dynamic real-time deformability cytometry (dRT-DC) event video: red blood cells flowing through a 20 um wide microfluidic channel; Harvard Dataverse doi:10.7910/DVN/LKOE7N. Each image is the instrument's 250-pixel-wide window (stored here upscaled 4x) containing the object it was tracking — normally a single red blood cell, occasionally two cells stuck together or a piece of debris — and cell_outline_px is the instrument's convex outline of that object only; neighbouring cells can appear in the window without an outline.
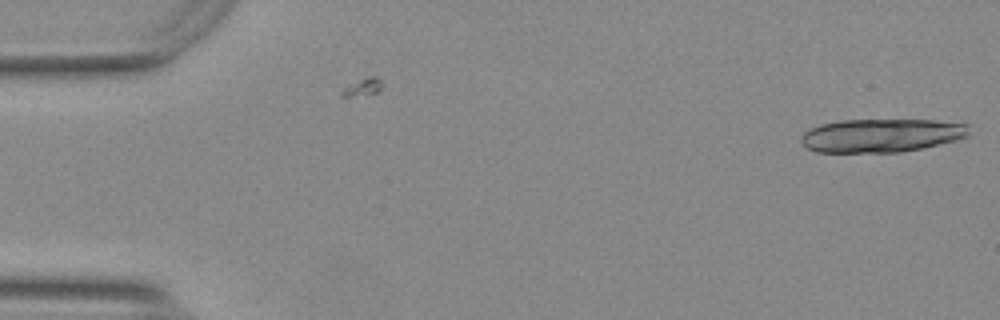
{"species": "Egyptian fruit bat (a non-hibernating species)", "species_latin": "Rousettus aegyptiacus", "temperature_condition": "warm", "stored_images_in_passage": 5, "camera_frame_rate_fps": 3000, "um_per_image_px": 0.085, "animal": {"sex": "female"}, "frame": {"image": 1, "passage_image": 5, "time_ms": 1.333, "image_size_px": [1000, 320], "cell_outline_px": [[968, 136], [956, 140], [920, 148], [900, 152], [816, 152], [808, 148], [800, 140], [804, 132], [820, 124], [840, 120], [932, 120], [968, 124]], "centroid_in_image_um": [74.9, 11.51], "position_along_channel_um": 10.1, "area_um2": 32.48}}